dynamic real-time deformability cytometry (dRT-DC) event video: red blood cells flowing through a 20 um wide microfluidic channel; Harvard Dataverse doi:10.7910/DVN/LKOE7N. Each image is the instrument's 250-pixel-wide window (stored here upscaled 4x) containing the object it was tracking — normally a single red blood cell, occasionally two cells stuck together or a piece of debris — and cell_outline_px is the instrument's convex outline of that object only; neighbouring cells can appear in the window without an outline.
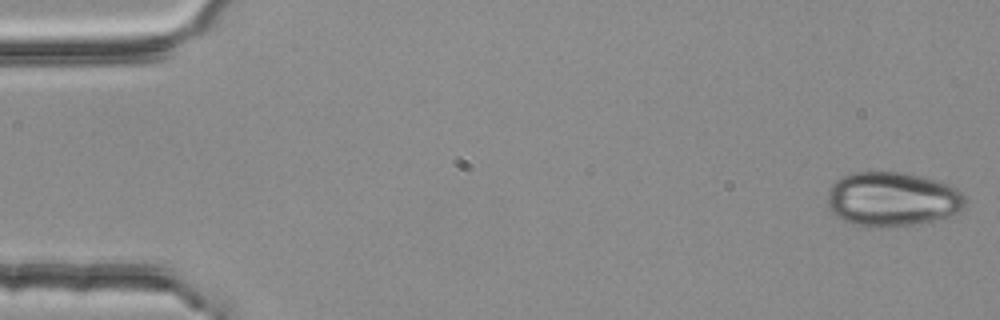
{"species": "common noctule bat (a hibernating species)", "species_latin": "Nyctalus noctula", "temperature_condition": "room temperature", "stored_images_in_passage": 5, "camera_frame_rate_fps": 3000, "um_per_image_px": 0.085, "animal": {"sex": "female", "body_mass_g": 25.1}, "frame": {"image": 1, "passage_image": 1, "time_ms": 0.0, "image_size_px": [1000, 320], "cell_outline_px": [[968, 200], [964, 208], [960, 212], [948, 216], [932, 220], [912, 224], [888, 228], [872, 228], [852, 224], [836, 216], [828, 208], [828, 188], [836, 180], [852, 172], [904, 172], [936, 180], [948, 184], [964, 192]], "centroid_in_image_um": [75.86, 16.94], "position_along_channel_um": 9.1, "area_um2": 44.22}}